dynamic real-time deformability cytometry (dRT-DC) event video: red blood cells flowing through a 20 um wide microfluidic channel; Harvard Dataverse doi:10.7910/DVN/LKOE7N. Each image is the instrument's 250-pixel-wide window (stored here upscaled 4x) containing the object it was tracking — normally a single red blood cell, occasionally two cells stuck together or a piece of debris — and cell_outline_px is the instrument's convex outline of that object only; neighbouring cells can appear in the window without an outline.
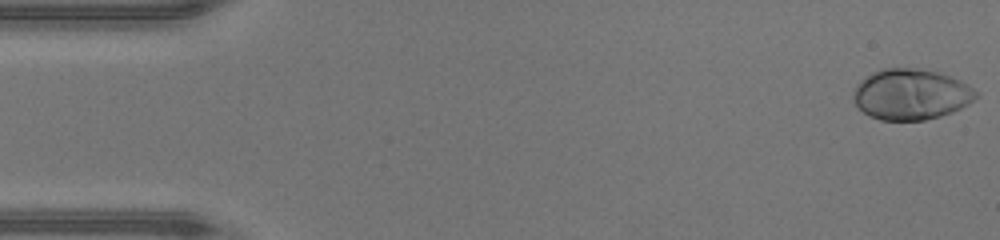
{"species": "human", "species_latin": "Homo sapiens", "temperature_condition": "warm", "stored_images_in_passage": 47, "camera_frame_rate_fps": 3000, "um_per_image_px": 0.085, "donor": {"sex": "male"}, "frame": {"image": 1, "passage_image": 1, "time_ms": 0.0, "image_size_px": [1000, 240], "cell_outline_px": [[980, 96], [968, 104], [952, 112], [940, 116], [924, 120], [880, 120], [868, 116], [852, 100], [852, 96], [860, 80], [872, 72], [884, 68], [916, 68], [936, 72], [960, 80], [968, 84], [980, 92]], "centroid_in_image_um": [77.45, 8.02], "position_along_channel_um": 7.5, "area_um2": 36.41}}
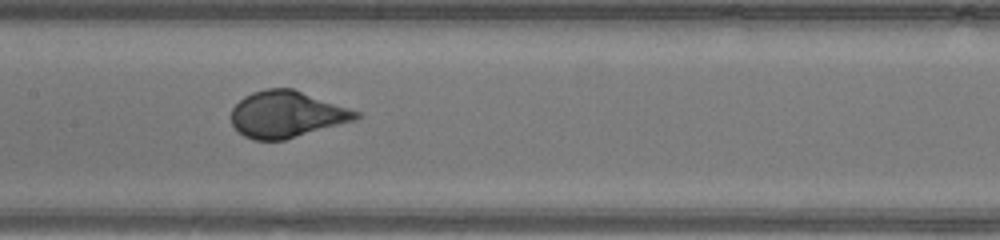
{"frame": {"image": 2, "passage_image": 23, "time_ms": 7.333, "image_size_px": [1000, 240], "cell_outline_px": [[360, 116], [356, 120], [284, 140], [252, 140], [244, 136], [232, 124], [232, 108], [244, 96], [252, 92], [264, 88], [292, 88], [360, 112]], "centroid_in_image_um": [24.36, 9.72], "position_along_channel_um": 183.0, "area_um2": 33.64}}
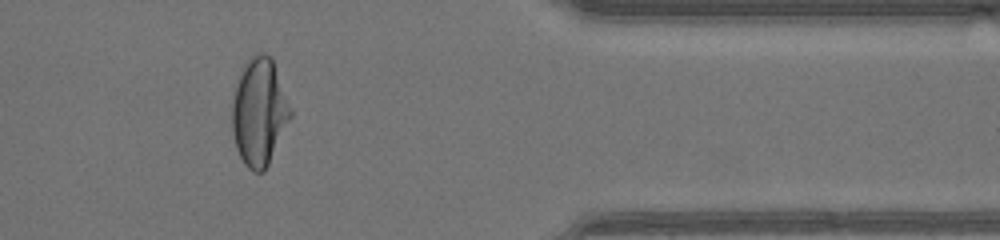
{"frame": {"image": 3, "passage_image": 39, "time_ms": 12.667, "image_size_px": [1000, 240], "cell_outline_px": [[292, 116], [264, 172], [252, 172], [244, 164], [236, 148], [232, 132], [232, 100], [244, 60], [248, 56], [256, 52], [264, 52], [272, 56], [292, 108]], "centroid_in_image_um": [22.04, 9.46], "position_along_channel_um": 389.4, "area_um2": 37.11}, "authors_computed_cell_mechanics": {"area_um2": 35.3158, "velocity_mm_per_s": 4.3422, "shape_relaxation_time_tau1_ms": 3.0049, "shape_relaxation_time_tau2_ms": null, "deformation_change_tau1": 0.1941, "deformation_change_tau2": null}}